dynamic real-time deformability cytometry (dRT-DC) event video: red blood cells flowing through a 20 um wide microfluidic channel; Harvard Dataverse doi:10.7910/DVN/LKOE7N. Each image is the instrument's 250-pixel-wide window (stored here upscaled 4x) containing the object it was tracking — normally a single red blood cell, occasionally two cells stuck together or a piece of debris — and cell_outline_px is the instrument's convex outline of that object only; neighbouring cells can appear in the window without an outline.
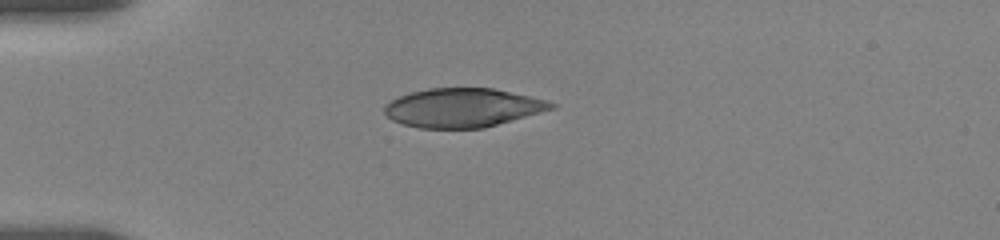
{"species": "human", "species_latin": "Homo sapiens", "temperature_condition": "room temperature", "stored_images_in_passage": 39, "camera_frame_rate_fps": 3000, "um_per_image_px": 0.085, "donor": {"sex": "female"}, "frame": {"image": 1, "passage_image": 1, "time_ms": 0.0, "image_size_px": [1000, 240], "cell_outline_px": [[556, 108], [484, 128], [420, 128], [404, 124], [392, 120], [384, 112], [384, 104], [400, 96], [412, 92], [428, 88], [492, 88], [548, 100], [556, 104]], "centroid_in_image_um": [39.34, 9.16], "position_along_channel_um": 45.7, "area_um2": 37.69}}
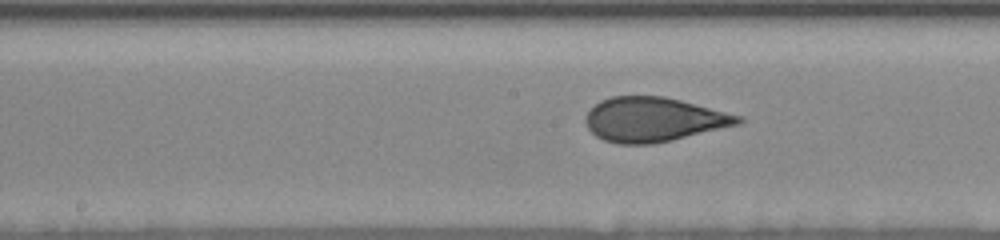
{"frame": {"image": 2, "passage_image": 14, "time_ms": 4.667, "image_size_px": [1000, 240], "cell_outline_px": [[744, 120], [740, 124], [672, 140], [652, 144], [616, 144], [604, 140], [596, 136], [588, 128], [584, 120], [584, 116], [588, 108], [600, 100], [612, 96], [664, 96], [744, 116]], "centroid_in_image_um": [55.53, 10.15], "position_along_channel_um": 192.7, "area_um2": 39.77}}
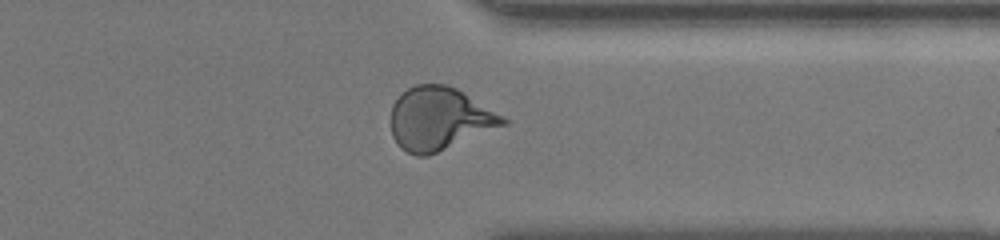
{"frame": {"image": 3, "passage_image": 27, "time_ms": 9.667, "image_size_px": [1000, 240], "cell_outline_px": [[508, 124], [428, 156], [416, 156], [400, 148], [392, 136], [392, 104], [400, 92], [416, 84], [448, 84], [456, 88], [504, 116], [508, 120]], "centroid_in_image_um": [37.34, 10.09], "position_along_channel_um": 374.1, "area_um2": 41.21}, "authors_computed_cell_mechanics": {"area_um2": 39.7664, "velocity_mm_per_s": 3.6512, "shape_relaxation_time_tau1_ms": 8.079, "shape_relaxation_time_tau2_ms": 0.6899, "deformation_change_tau1": 0.2259, "deformation_change_tau2": 0.0593}}